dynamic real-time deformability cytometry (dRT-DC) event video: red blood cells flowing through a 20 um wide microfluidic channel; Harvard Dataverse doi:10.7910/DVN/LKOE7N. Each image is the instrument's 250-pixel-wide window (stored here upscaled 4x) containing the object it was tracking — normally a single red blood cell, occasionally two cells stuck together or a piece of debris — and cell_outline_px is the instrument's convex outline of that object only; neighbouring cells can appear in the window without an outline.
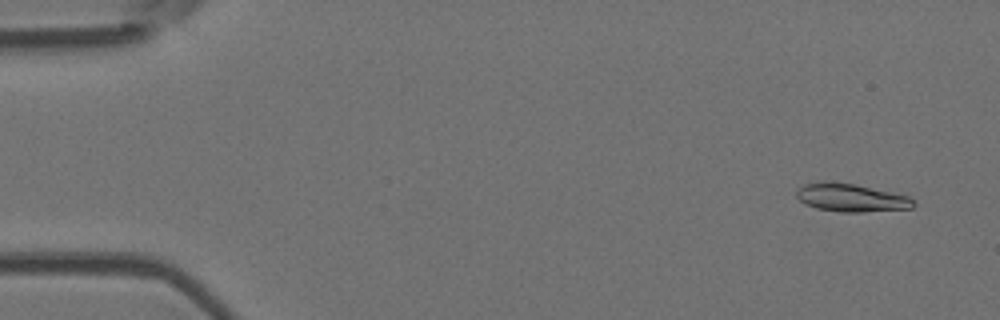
{"species": "Egyptian fruit bat (a non-hibernating species)", "species_latin": "Rousettus aegyptiacus", "temperature_condition": "room temperature", "stored_images_in_passage": 52, "camera_frame_rate_fps": 3000, "um_per_image_px": 0.085, "animal": {"sex": "female"}, "frame": {"image": 1, "passage_image": 2, "time_ms": 0.333, "image_size_px": [1000, 320], "cell_outline_px": [[916, 204], [912, 208], [860, 212], [840, 212], [816, 208], [804, 204], [796, 196], [796, 188], [804, 184], [824, 180], [856, 184], [908, 196], [916, 200]], "centroid_in_image_um": [72.31, 16.79], "position_along_channel_um": 12.7, "area_um2": 19.36}}
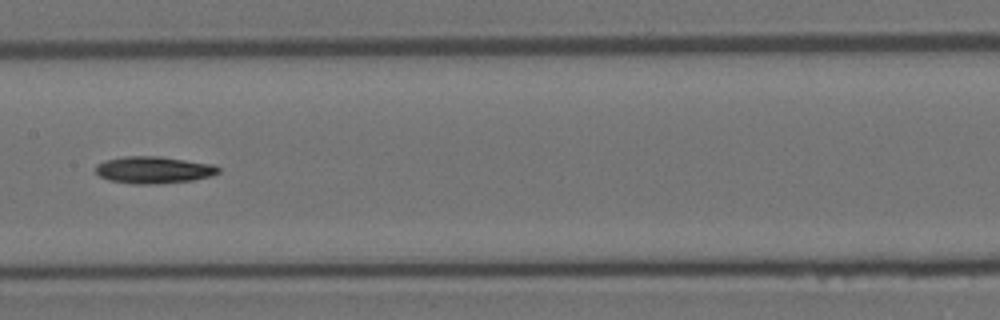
{"frame": {"image": 2, "passage_image": 26, "time_ms": 8.333, "image_size_px": [1000, 320], "cell_outline_px": [[220, 172], [212, 176], [192, 180], [160, 184], [132, 184], [108, 180], [100, 176], [96, 172], [96, 164], [104, 160], [124, 156], [160, 156], [216, 164], [220, 168]], "centroid_in_image_um": [13.08, 14.44], "position_along_channel_um": 194.3, "area_um2": 19.65}}
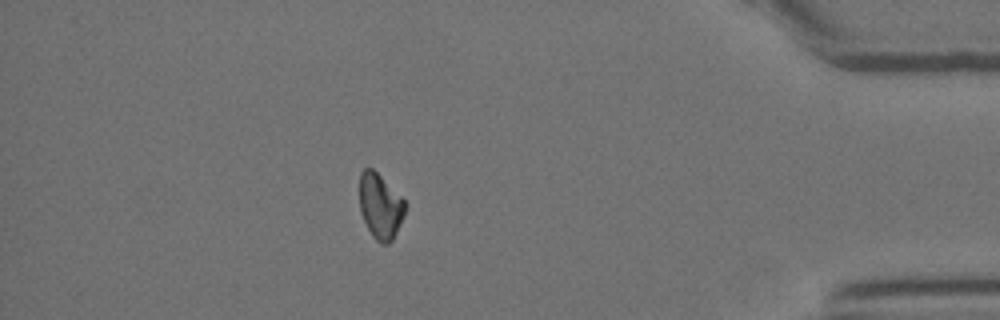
{"frame": {"image": 3, "passage_image": 46, "time_ms": 15.0, "image_size_px": [1000, 320], "cell_outline_px": [[408, 204], [404, 216], [392, 240], [388, 244], [380, 244], [372, 236], [360, 212], [360, 172], [364, 168], [372, 168]], "centroid_in_image_um": [32.33, 17.54], "position_along_channel_um": 402.9, "area_um2": 17.22}}